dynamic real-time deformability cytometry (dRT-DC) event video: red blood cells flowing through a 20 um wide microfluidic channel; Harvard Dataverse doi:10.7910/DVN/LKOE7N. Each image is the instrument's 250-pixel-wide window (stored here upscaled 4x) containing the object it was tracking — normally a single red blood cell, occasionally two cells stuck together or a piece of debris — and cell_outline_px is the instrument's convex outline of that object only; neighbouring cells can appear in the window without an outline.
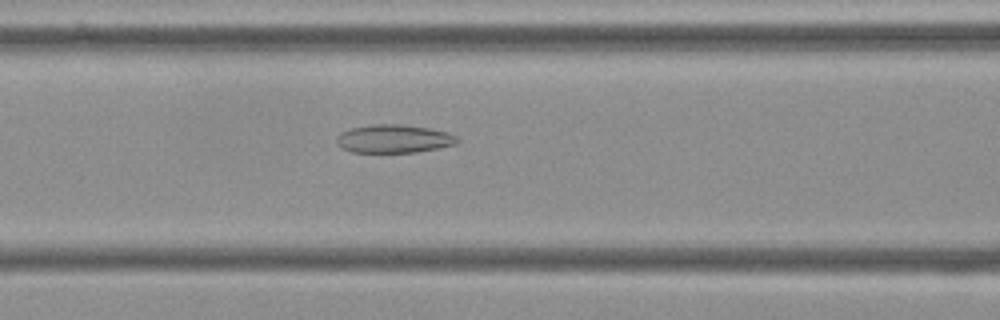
{"species": "Egyptian fruit bat (a non-hibernating species)", "species_latin": "Rousettus aegyptiacus", "temperature_condition": "cold", "stored_images_in_passage": 40, "camera_frame_rate_fps": 3000, "um_per_image_px": 0.085, "frame": {"image": 1, "passage_image": 7, "time_ms": 2.0, "image_size_px": [1000, 320], "cell_outline_px": [[460, 140], [456, 144], [416, 152], [352, 152], [340, 148], [336, 144], [336, 136], [340, 132], [352, 128], [372, 124], [400, 124], [428, 128], [448, 132], [456, 136]], "centroid_in_image_um": [33.43, 11.79], "position_along_channel_um": 133.2, "area_um2": 19.94}}
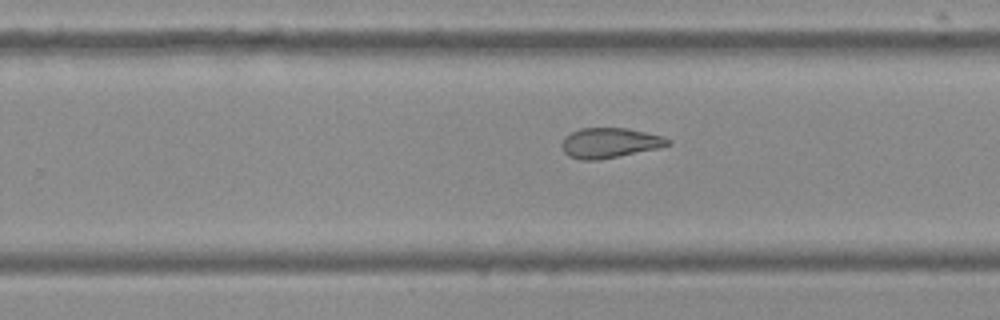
{"frame": {"image": 2, "passage_image": 19, "time_ms": 6.0, "image_size_px": [1000, 320], "cell_outline_px": [[672, 144], [660, 148], [600, 160], [580, 160], [568, 156], [564, 152], [560, 144], [564, 136], [580, 128], [628, 128], [664, 136], [672, 140]], "centroid_in_image_um": [51.84, 12.15], "position_along_channel_um": 278.0, "area_um2": 18.96}}
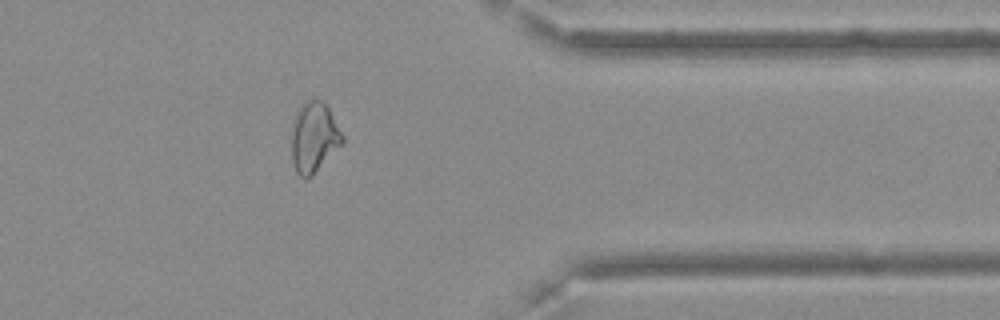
{"frame": {"image": 3, "passage_image": 29, "time_ms": 9.333, "image_size_px": [1000, 320], "cell_outline_px": [[344, 144], [312, 176], [304, 180], [296, 172], [292, 160], [292, 132], [296, 116], [304, 100], [320, 100], [328, 108], [344, 136]], "centroid_in_image_um": [26.72, 11.73], "position_along_channel_um": 384.7, "area_um2": 20.75}, "authors_computed_cell_mechanics": {"area_um2": 20.0855, "velocity_mm_per_s": 3.6218, "shape_relaxation_time_tau1_ms": null, "shape_relaxation_time_tau2_ms": 4.0134, "deformation_change_tau1": null, "deformation_change_tau2": 0.1269}}